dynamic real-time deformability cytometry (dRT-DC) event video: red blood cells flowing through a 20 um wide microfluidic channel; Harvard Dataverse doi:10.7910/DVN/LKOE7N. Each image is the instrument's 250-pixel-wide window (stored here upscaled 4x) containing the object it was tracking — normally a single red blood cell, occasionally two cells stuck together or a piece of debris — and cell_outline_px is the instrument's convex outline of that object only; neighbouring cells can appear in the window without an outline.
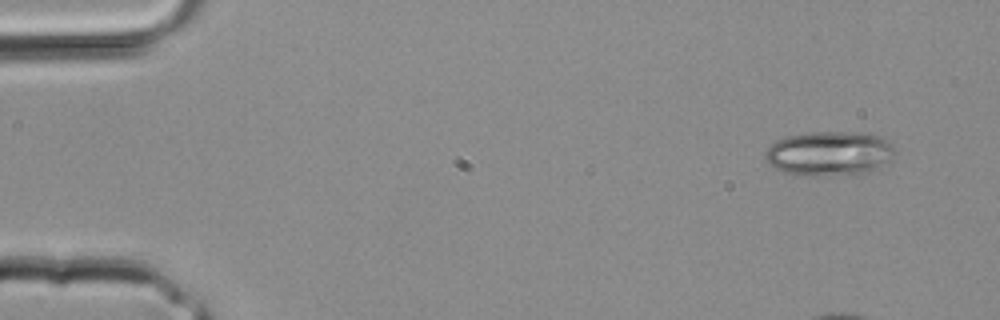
{"species": "common noctule bat (a hibernating species)", "species_latin": "Nyctalus noctula", "temperature_condition": "room temperature", "stored_images_in_passage": 4, "camera_frame_rate_fps": 3000, "um_per_image_px": 0.085, "animal": {"sex": "male", "body_mass_g": 20.4}, "frame": {"image": 1, "passage_image": 1, "time_ms": 0.0, "image_size_px": [1000, 320], "cell_outline_px": [[896, 152], [888, 160], [876, 168], [868, 172], [812, 176], [804, 176], [784, 172], [768, 164], [764, 160], [764, 152], [776, 140], [788, 136], [808, 132], [856, 132], [884, 136], [892, 144]], "centroid_in_image_um": [70.46, 13.03], "position_along_channel_um": 14.5, "area_um2": 33.64}}